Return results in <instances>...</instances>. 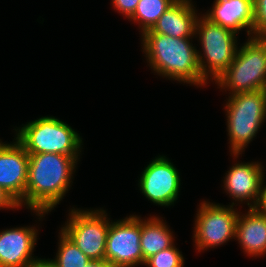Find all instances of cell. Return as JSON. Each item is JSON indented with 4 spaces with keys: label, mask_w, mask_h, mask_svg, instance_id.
Segmentation results:
<instances>
[{
    "label": "cell",
    "mask_w": 266,
    "mask_h": 267,
    "mask_svg": "<svg viewBox=\"0 0 266 267\" xmlns=\"http://www.w3.org/2000/svg\"><path fill=\"white\" fill-rule=\"evenodd\" d=\"M29 154L15 139L0 146V187L22 207L26 205Z\"/></svg>",
    "instance_id": "cell-11"
},
{
    "label": "cell",
    "mask_w": 266,
    "mask_h": 267,
    "mask_svg": "<svg viewBox=\"0 0 266 267\" xmlns=\"http://www.w3.org/2000/svg\"><path fill=\"white\" fill-rule=\"evenodd\" d=\"M263 168L258 162L234 164L224 177V190L233 198V201L234 199L239 203L245 201L249 208H255L261 195L262 185L265 183Z\"/></svg>",
    "instance_id": "cell-12"
},
{
    "label": "cell",
    "mask_w": 266,
    "mask_h": 267,
    "mask_svg": "<svg viewBox=\"0 0 266 267\" xmlns=\"http://www.w3.org/2000/svg\"><path fill=\"white\" fill-rule=\"evenodd\" d=\"M55 259L50 260L56 267H84L91 259L62 231Z\"/></svg>",
    "instance_id": "cell-19"
},
{
    "label": "cell",
    "mask_w": 266,
    "mask_h": 267,
    "mask_svg": "<svg viewBox=\"0 0 266 267\" xmlns=\"http://www.w3.org/2000/svg\"><path fill=\"white\" fill-rule=\"evenodd\" d=\"M194 35L199 36L204 54L198 51L202 76L207 81L209 77L216 81L235 58L238 49L237 34L201 16L195 23Z\"/></svg>",
    "instance_id": "cell-6"
},
{
    "label": "cell",
    "mask_w": 266,
    "mask_h": 267,
    "mask_svg": "<svg viewBox=\"0 0 266 267\" xmlns=\"http://www.w3.org/2000/svg\"><path fill=\"white\" fill-rule=\"evenodd\" d=\"M84 267H113L106 260H90Z\"/></svg>",
    "instance_id": "cell-26"
},
{
    "label": "cell",
    "mask_w": 266,
    "mask_h": 267,
    "mask_svg": "<svg viewBox=\"0 0 266 267\" xmlns=\"http://www.w3.org/2000/svg\"><path fill=\"white\" fill-rule=\"evenodd\" d=\"M176 0H140L133 15L129 18L130 21L137 22L142 29L141 35L146 31L151 30L156 24L161 15L175 2Z\"/></svg>",
    "instance_id": "cell-18"
},
{
    "label": "cell",
    "mask_w": 266,
    "mask_h": 267,
    "mask_svg": "<svg viewBox=\"0 0 266 267\" xmlns=\"http://www.w3.org/2000/svg\"><path fill=\"white\" fill-rule=\"evenodd\" d=\"M15 131V138L24 146L28 154L80 155L83 143L81 136L58 118L52 116L37 118L17 130L15 128Z\"/></svg>",
    "instance_id": "cell-4"
},
{
    "label": "cell",
    "mask_w": 266,
    "mask_h": 267,
    "mask_svg": "<svg viewBox=\"0 0 266 267\" xmlns=\"http://www.w3.org/2000/svg\"><path fill=\"white\" fill-rule=\"evenodd\" d=\"M141 218L131 215L110 222L105 260L113 267H135L143 264L140 247Z\"/></svg>",
    "instance_id": "cell-9"
},
{
    "label": "cell",
    "mask_w": 266,
    "mask_h": 267,
    "mask_svg": "<svg viewBox=\"0 0 266 267\" xmlns=\"http://www.w3.org/2000/svg\"><path fill=\"white\" fill-rule=\"evenodd\" d=\"M253 8L252 37H266V0H253Z\"/></svg>",
    "instance_id": "cell-21"
},
{
    "label": "cell",
    "mask_w": 266,
    "mask_h": 267,
    "mask_svg": "<svg viewBox=\"0 0 266 267\" xmlns=\"http://www.w3.org/2000/svg\"><path fill=\"white\" fill-rule=\"evenodd\" d=\"M174 237L171 229L159 217L141 219L140 247L143 253V265L145 261L158 252L174 245Z\"/></svg>",
    "instance_id": "cell-17"
},
{
    "label": "cell",
    "mask_w": 266,
    "mask_h": 267,
    "mask_svg": "<svg viewBox=\"0 0 266 267\" xmlns=\"http://www.w3.org/2000/svg\"><path fill=\"white\" fill-rule=\"evenodd\" d=\"M141 37L147 62L158 75L196 86L207 84L200 71L199 50L190 43L192 38H174L151 30Z\"/></svg>",
    "instance_id": "cell-2"
},
{
    "label": "cell",
    "mask_w": 266,
    "mask_h": 267,
    "mask_svg": "<svg viewBox=\"0 0 266 267\" xmlns=\"http://www.w3.org/2000/svg\"><path fill=\"white\" fill-rule=\"evenodd\" d=\"M215 82L230 95L266 90V37H249Z\"/></svg>",
    "instance_id": "cell-3"
},
{
    "label": "cell",
    "mask_w": 266,
    "mask_h": 267,
    "mask_svg": "<svg viewBox=\"0 0 266 267\" xmlns=\"http://www.w3.org/2000/svg\"><path fill=\"white\" fill-rule=\"evenodd\" d=\"M78 156L56 153L29 154L26 206L44 217L70 188Z\"/></svg>",
    "instance_id": "cell-1"
},
{
    "label": "cell",
    "mask_w": 266,
    "mask_h": 267,
    "mask_svg": "<svg viewBox=\"0 0 266 267\" xmlns=\"http://www.w3.org/2000/svg\"><path fill=\"white\" fill-rule=\"evenodd\" d=\"M34 227H16L0 231V267H28L34 258L37 241Z\"/></svg>",
    "instance_id": "cell-13"
},
{
    "label": "cell",
    "mask_w": 266,
    "mask_h": 267,
    "mask_svg": "<svg viewBox=\"0 0 266 267\" xmlns=\"http://www.w3.org/2000/svg\"><path fill=\"white\" fill-rule=\"evenodd\" d=\"M19 207V204L2 187H0V209H16Z\"/></svg>",
    "instance_id": "cell-23"
},
{
    "label": "cell",
    "mask_w": 266,
    "mask_h": 267,
    "mask_svg": "<svg viewBox=\"0 0 266 267\" xmlns=\"http://www.w3.org/2000/svg\"><path fill=\"white\" fill-rule=\"evenodd\" d=\"M138 185L148 200L168 207L177 200L181 183L179 172L173 163L165 156H158L144 168Z\"/></svg>",
    "instance_id": "cell-10"
},
{
    "label": "cell",
    "mask_w": 266,
    "mask_h": 267,
    "mask_svg": "<svg viewBox=\"0 0 266 267\" xmlns=\"http://www.w3.org/2000/svg\"><path fill=\"white\" fill-rule=\"evenodd\" d=\"M255 208L266 216V185H262L261 195Z\"/></svg>",
    "instance_id": "cell-24"
},
{
    "label": "cell",
    "mask_w": 266,
    "mask_h": 267,
    "mask_svg": "<svg viewBox=\"0 0 266 267\" xmlns=\"http://www.w3.org/2000/svg\"><path fill=\"white\" fill-rule=\"evenodd\" d=\"M184 261L181 252L173 245L148 258L145 265L148 267H183Z\"/></svg>",
    "instance_id": "cell-20"
},
{
    "label": "cell",
    "mask_w": 266,
    "mask_h": 267,
    "mask_svg": "<svg viewBox=\"0 0 266 267\" xmlns=\"http://www.w3.org/2000/svg\"><path fill=\"white\" fill-rule=\"evenodd\" d=\"M248 210L238 215L235 238L247 255L262 256L266 254V216L256 208Z\"/></svg>",
    "instance_id": "cell-16"
},
{
    "label": "cell",
    "mask_w": 266,
    "mask_h": 267,
    "mask_svg": "<svg viewBox=\"0 0 266 267\" xmlns=\"http://www.w3.org/2000/svg\"><path fill=\"white\" fill-rule=\"evenodd\" d=\"M62 231L91 260H105L110 221L103 209H71Z\"/></svg>",
    "instance_id": "cell-7"
},
{
    "label": "cell",
    "mask_w": 266,
    "mask_h": 267,
    "mask_svg": "<svg viewBox=\"0 0 266 267\" xmlns=\"http://www.w3.org/2000/svg\"><path fill=\"white\" fill-rule=\"evenodd\" d=\"M194 227V242L196 249L206 250L223 245L230 239H235L238 211L230 206L213 204L203 201L200 203ZM237 211V212H236Z\"/></svg>",
    "instance_id": "cell-8"
},
{
    "label": "cell",
    "mask_w": 266,
    "mask_h": 267,
    "mask_svg": "<svg viewBox=\"0 0 266 267\" xmlns=\"http://www.w3.org/2000/svg\"><path fill=\"white\" fill-rule=\"evenodd\" d=\"M140 0H112V5L119 13L125 15L126 18H130Z\"/></svg>",
    "instance_id": "cell-22"
},
{
    "label": "cell",
    "mask_w": 266,
    "mask_h": 267,
    "mask_svg": "<svg viewBox=\"0 0 266 267\" xmlns=\"http://www.w3.org/2000/svg\"><path fill=\"white\" fill-rule=\"evenodd\" d=\"M225 110L230 152L236 158L256 137L266 119V90L230 95Z\"/></svg>",
    "instance_id": "cell-5"
},
{
    "label": "cell",
    "mask_w": 266,
    "mask_h": 267,
    "mask_svg": "<svg viewBox=\"0 0 266 267\" xmlns=\"http://www.w3.org/2000/svg\"><path fill=\"white\" fill-rule=\"evenodd\" d=\"M192 0H176L152 27L153 33L174 38H191L195 34L198 15Z\"/></svg>",
    "instance_id": "cell-15"
},
{
    "label": "cell",
    "mask_w": 266,
    "mask_h": 267,
    "mask_svg": "<svg viewBox=\"0 0 266 267\" xmlns=\"http://www.w3.org/2000/svg\"><path fill=\"white\" fill-rule=\"evenodd\" d=\"M28 267H56L50 259H37L31 263Z\"/></svg>",
    "instance_id": "cell-25"
},
{
    "label": "cell",
    "mask_w": 266,
    "mask_h": 267,
    "mask_svg": "<svg viewBox=\"0 0 266 267\" xmlns=\"http://www.w3.org/2000/svg\"><path fill=\"white\" fill-rule=\"evenodd\" d=\"M212 7L211 11L204 15L207 19L236 34L241 29H247L246 33L252 37L253 0H215Z\"/></svg>",
    "instance_id": "cell-14"
}]
</instances>
